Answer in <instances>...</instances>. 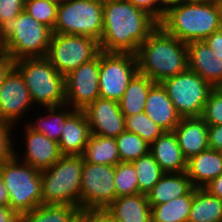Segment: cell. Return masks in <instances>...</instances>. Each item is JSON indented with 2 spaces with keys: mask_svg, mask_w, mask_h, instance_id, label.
Wrapping results in <instances>:
<instances>
[{
  "mask_svg": "<svg viewBox=\"0 0 222 222\" xmlns=\"http://www.w3.org/2000/svg\"><path fill=\"white\" fill-rule=\"evenodd\" d=\"M186 173L194 188H204L222 173V151L208 148L193 156Z\"/></svg>",
  "mask_w": 222,
  "mask_h": 222,
  "instance_id": "cell-22",
  "label": "cell"
},
{
  "mask_svg": "<svg viewBox=\"0 0 222 222\" xmlns=\"http://www.w3.org/2000/svg\"><path fill=\"white\" fill-rule=\"evenodd\" d=\"M79 212L72 205L41 204L30 212L20 215L19 222H71Z\"/></svg>",
  "mask_w": 222,
  "mask_h": 222,
  "instance_id": "cell-30",
  "label": "cell"
},
{
  "mask_svg": "<svg viewBox=\"0 0 222 222\" xmlns=\"http://www.w3.org/2000/svg\"><path fill=\"white\" fill-rule=\"evenodd\" d=\"M125 129L139 135L149 145L165 132L145 112L125 117Z\"/></svg>",
  "mask_w": 222,
  "mask_h": 222,
  "instance_id": "cell-33",
  "label": "cell"
},
{
  "mask_svg": "<svg viewBox=\"0 0 222 222\" xmlns=\"http://www.w3.org/2000/svg\"><path fill=\"white\" fill-rule=\"evenodd\" d=\"M90 164L117 165L120 161L115 138L91 134L82 154Z\"/></svg>",
  "mask_w": 222,
  "mask_h": 222,
  "instance_id": "cell-28",
  "label": "cell"
},
{
  "mask_svg": "<svg viewBox=\"0 0 222 222\" xmlns=\"http://www.w3.org/2000/svg\"><path fill=\"white\" fill-rule=\"evenodd\" d=\"M193 188L186 171L182 173H164L147 194L151 207L186 195Z\"/></svg>",
  "mask_w": 222,
  "mask_h": 222,
  "instance_id": "cell-24",
  "label": "cell"
},
{
  "mask_svg": "<svg viewBox=\"0 0 222 222\" xmlns=\"http://www.w3.org/2000/svg\"><path fill=\"white\" fill-rule=\"evenodd\" d=\"M20 215L9 206H0V222H19Z\"/></svg>",
  "mask_w": 222,
  "mask_h": 222,
  "instance_id": "cell-45",
  "label": "cell"
},
{
  "mask_svg": "<svg viewBox=\"0 0 222 222\" xmlns=\"http://www.w3.org/2000/svg\"><path fill=\"white\" fill-rule=\"evenodd\" d=\"M42 109L45 110L44 115L41 114L37 116L35 121L29 118V121H26L27 123L25 124L33 131L46 135L49 139L59 142L66 120L76 110L67 104L43 107Z\"/></svg>",
  "mask_w": 222,
  "mask_h": 222,
  "instance_id": "cell-25",
  "label": "cell"
},
{
  "mask_svg": "<svg viewBox=\"0 0 222 222\" xmlns=\"http://www.w3.org/2000/svg\"><path fill=\"white\" fill-rule=\"evenodd\" d=\"M53 34H73L100 41L103 4L99 0H65L58 6Z\"/></svg>",
  "mask_w": 222,
  "mask_h": 222,
  "instance_id": "cell-8",
  "label": "cell"
},
{
  "mask_svg": "<svg viewBox=\"0 0 222 222\" xmlns=\"http://www.w3.org/2000/svg\"><path fill=\"white\" fill-rule=\"evenodd\" d=\"M103 5L106 4V3H110V2H120V1H123V0H99Z\"/></svg>",
  "mask_w": 222,
  "mask_h": 222,
  "instance_id": "cell-48",
  "label": "cell"
},
{
  "mask_svg": "<svg viewBox=\"0 0 222 222\" xmlns=\"http://www.w3.org/2000/svg\"><path fill=\"white\" fill-rule=\"evenodd\" d=\"M91 135L83 110H76L65 122L59 144L62 155H82Z\"/></svg>",
  "mask_w": 222,
  "mask_h": 222,
  "instance_id": "cell-21",
  "label": "cell"
},
{
  "mask_svg": "<svg viewBox=\"0 0 222 222\" xmlns=\"http://www.w3.org/2000/svg\"><path fill=\"white\" fill-rule=\"evenodd\" d=\"M138 73L161 83L188 69L187 43L169 35L160 25L139 46Z\"/></svg>",
  "mask_w": 222,
  "mask_h": 222,
  "instance_id": "cell-2",
  "label": "cell"
},
{
  "mask_svg": "<svg viewBox=\"0 0 222 222\" xmlns=\"http://www.w3.org/2000/svg\"><path fill=\"white\" fill-rule=\"evenodd\" d=\"M115 165L90 164L83 160L80 209H106L115 199Z\"/></svg>",
  "mask_w": 222,
  "mask_h": 222,
  "instance_id": "cell-12",
  "label": "cell"
},
{
  "mask_svg": "<svg viewBox=\"0 0 222 222\" xmlns=\"http://www.w3.org/2000/svg\"><path fill=\"white\" fill-rule=\"evenodd\" d=\"M33 107L37 108L31 99L24 79L13 67L0 85V120L17 126L27 112V115H31L29 109Z\"/></svg>",
  "mask_w": 222,
  "mask_h": 222,
  "instance_id": "cell-14",
  "label": "cell"
},
{
  "mask_svg": "<svg viewBox=\"0 0 222 222\" xmlns=\"http://www.w3.org/2000/svg\"><path fill=\"white\" fill-rule=\"evenodd\" d=\"M101 52L99 41L73 34H52L46 58L55 69L66 76Z\"/></svg>",
  "mask_w": 222,
  "mask_h": 222,
  "instance_id": "cell-10",
  "label": "cell"
},
{
  "mask_svg": "<svg viewBox=\"0 0 222 222\" xmlns=\"http://www.w3.org/2000/svg\"><path fill=\"white\" fill-rule=\"evenodd\" d=\"M49 1H51V2H53V3H56V4H61L62 2H64L65 0H49Z\"/></svg>",
  "mask_w": 222,
  "mask_h": 222,
  "instance_id": "cell-52",
  "label": "cell"
},
{
  "mask_svg": "<svg viewBox=\"0 0 222 222\" xmlns=\"http://www.w3.org/2000/svg\"><path fill=\"white\" fill-rule=\"evenodd\" d=\"M9 192V207L21 215L42 204L41 171L14 157L0 165Z\"/></svg>",
  "mask_w": 222,
  "mask_h": 222,
  "instance_id": "cell-7",
  "label": "cell"
},
{
  "mask_svg": "<svg viewBox=\"0 0 222 222\" xmlns=\"http://www.w3.org/2000/svg\"><path fill=\"white\" fill-rule=\"evenodd\" d=\"M121 162H133L149 152L150 145L139 135L123 131L115 138Z\"/></svg>",
  "mask_w": 222,
  "mask_h": 222,
  "instance_id": "cell-32",
  "label": "cell"
},
{
  "mask_svg": "<svg viewBox=\"0 0 222 222\" xmlns=\"http://www.w3.org/2000/svg\"><path fill=\"white\" fill-rule=\"evenodd\" d=\"M58 6V4L49 0H25L24 10L36 21L46 25L53 31Z\"/></svg>",
  "mask_w": 222,
  "mask_h": 222,
  "instance_id": "cell-35",
  "label": "cell"
},
{
  "mask_svg": "<svg viewBox=\"0 0 222 222\" xmlns=\"http://www.w3.org/2000/svg\"><path fill=\"white\" fill-rule=\"evenodd\" d=\"M138 73L136 54L100 52L99 94L120 101L129 82Z\"/></svg>",
  "mask_w": 222,
  "mask_h": 222,
  "instance_id": "cell-11",
  "label": "cell"
},
{
  "mask_svg": "<svg viewBox=\"0 0 222 222\" xmlns=\"http://www.w3.org/2000/svg\"><path fill=\"white\" fill-rule=\"evenodd\" d=\"M134 6L145 10L160 22V0H129Z\"/></svg>",
  "mask_w": 222,
  "mask_h": 222,
  "instance_id": "cell-40",
  "label": "cell"
},
{
  "mask_svg": "<svg viewBox=\"0 0 222 222\" xmlns=\"http://www.w3.org/2000/svg\"><path fill=\"white\" fill-rule=\"evenodd\" d=\"M209 148L222 151V125L208 126Z\"/></svg>",
  "mask_w": 222,
  "mask_h": 222,
  "instance_id": "cell-41",
  "label": "cell"
},
{
  "mask_svg": "<svg viewBox=\"0 0 222 222\" xmlns=\"http://www.w3.org/2000/svg\"><path fill=\"white\" fill-rule=\"evenodd\" d=\"M114 185L116 198L139 193L137 174L130 162H119L115 165Z\"/></svg>",
  "mask_w": 222,
  "mask_h": 222,
  "instance_id": "cell-34",
  "label": "cell"
},
{
  "mask_svg": "<svg viewBox=\"0 0 222 222\" xmlns=\"http://www.w3.org/2000/svg\"><path fill=\"white\" fill-rule=\"evenodd\" d=\"M208 123L201 117H182L174 129L187 160L209 148Z\"/></svg>",
  "mask_w": 222,
  "mask_h": 222,
  "instance_id": "cell-18",
  "label": "cell"
},
{
  "mask_svg": "<svg viewBox=\"0 0 222 222\" xmlns=\"http://www.w3.org/2000/svg\"><path fill=\"white\" fill-rule=\"evenodd\" d=\"M183 0H160V21L165 15V12L172 6L179 5Z\"/></svg>",
  "mask_w": 222,
  "mask_h": 222,
  "instance_id": "cell-46",
  "label": "cell"
},
{
  "mask_svg": "<svg viewBox=\"0 0 222 222\" xmlns=\"http://www.w3.org/2000/svg\"><path fill=\"white\" fill-rule=\"evenodd\" d=\"M82 155H62L41 171L42 204L72 205L80 209Z\"/></svg>",
  "mask_w": 222,
  "mask_h": 222,
  "instance_id": "cell-5",
  "label": "cell"
},
{
  "mask_svg": "<svg viewBox=\"0 0 222 222\" xmlns=\"http://www.w3.org/2000/svg\"><path fill=\"white\" fill-rule=\"evenodd\" d=\"M100 54L83 63L65 76V104L75 110H84L100 97Z\"/></svg>",
  "mask_w": 222,
  "mask_h": 222,
  "instance_id": "cell-13",
  "label": "cell"
},
{
  "mask_svg": "<svg viewBox=\"0 0 222 222\" xmlns=\"http://www.w3.org/2000/svg\"><path fill=\"white\" fill-rule=\"evenodd\" d=\"M52 30L23 10L16 18L0 24V50L14 61L46 57Z\"/></svg>",
  "mask_w": 222,
  "mask_h": 222,
  "instance_id": "cell-4",
  "label": "cell"
},
{
  "mask_svg": "<svg viewBox=\"0 0 222 222\" xmlns=\"http://www.w3.org/2000/svg\"><path fill=\"white\" fill-rule=\"evenodd\" d=\"M106 211L115 222H152L151 206L145 194L117 197Z\"/></svg>",
  "mask_w": 222,
  "mask_h": 222,
  "instance_id": "cell-23",
  "label": "cell"
},
{
  "mask_svg": "<svg viewBox=\"0 0 222 222\" xmlns=\"http://www.w3.org/2000/svg\"><path fill=\"white\" fill-rule=\"evenodd\" d=\"M164 173H182L187 170V159L178 144L174 131H165L149 148Z\"/></svg>",
  "mask_w": 222,
  "mask_h": 222,
  "instance_id": "cell-20",
  "label": "cell"
},
{
  "mask_svg": "<svg viewBox=\"0 0 222 222\" xmlns=\"http://www.w3.org/2000/svg\"><path fill=\"white\" fill-rule=\"evenodd\" d=\"M154 84L153 80L139 73L132 78L119 101L124 117L144 112L146 99Z\"/></svg>",
  "mask_w": 222,
  "mask_h": 222,
  "instance_id": "cell-26",
  "label": "cell"
},
{
  "mask_svg": "<svg viewBox=\"0 0 222 222\" xmlns=\"http://www.w3.org/2000/svg\"><path fill=\"white\" fill-rule=\"evenodd\" d=\"M159 26L148 12L129 0L103 5V32L100 49L103 52L133 53Z\"/></svg>",
  "mask_w": 222,
  "mask_h": 222,
  "instance_id": "cell-1",
  "label": "cell"
},
{
  "mask_svg": "<svg viewBox=\"0 0 222 222\" xmlns=\"http://www.w3.org/2000/svg\"><path fill=\"white\" fill-rule=\"evenodd\" d=\"M208 125H222V90L214 88L200 116Z\"/></svg>",
  "mask_w": 222,
  "mask_h": 222,
  "instance_id": "cell-36",
  "label": "cell"
},
{
  "mask_svg": "<svg viewBox=\"0 0 222 222\" xmlns=\"http://www.w3.org/2000/svg\"><path fill=\"white\" fill-rule=\"evenodd\" d=\"M159 25L184 43L202 41L222 28L221 6L212 1L182 2L165 12Z\"/></svg>",
  "mask_w": 222,
  "mask_h": 222,
  "instance_id": "cell-3",
  "label": "cell"
},
{
  "mask_svg": "<svg viewBox=\"0 0 222 222\" xmlns=\"http://www.w3.org/2000/svg\"><path fill=\"white\" fill-rule=\"evenodd\" d=\"M188 222H222V200L205 188H194Z\"/></svg>",
  "mask_w": 222,
  "mask_h": 222,
  "instance_id": "cell-27",
  "label": "cell"
},
{
  "mask_svg": "<svg viewBox=\"0 0 222 222\" xmlns=\"http://www.w3.org/2000/svg\"><path fill=\"white\" fill-rule=\"evenodd\" d=\"M71 222H83V220L77 215Z\"/></svg>",
  "mask_w": 222,
  "mask_h": 222,
  "instance_id": "cell-49",
  "label": "cell"
},
{
  "mask_svg": "<svg viewBox=\"0 0 222 222\" xmlns=\"http://www.w3.org/2000/svg\"><path fill=\"white\" fill-rule=\"evenodd\" d=\"M144 112L165 131H174L181 120L174 104L168 97L166 89L161 83H155L146 99Z\"/></svg>",
  "mask_w": 222,
  "mask_h": 222,
  "instance_id": "cell-19",
  "label": "cell"
},
{
  "mask_svg": "<svg viewBox=\"0 0 222 222\" xmlns=\"http://www.w3.org/2000/svg\"><path fill=\"white\" fill-rule=\"evenodd\" d=\"M188 68L197 73L214 88L222 85V59L202 41L187 43Z\"/></svg>",
  "mask_w": 222,
  "mask_h": 222,
  "instance_id": "cell-17",
  "label": "cell"
},
{
  "mask_svg": "<svg viewBox=\"0 0 222 222\" xmlns=\"http://www.w3.org/2000/svg\"><path fill=\"white\" fill-rule=\"evenodd\" d=\"M14 67L22 75L37 108L65 104V76L46 57L18 59Z\"/></svg>",
  "mask_w": 222,
  "mask_h": 222,
  "instance_id": "cell-6",
  "label": "cell"
},
{
  "mask_svg": "<svg viewBox=\"0 0 222 222\" xmlns=\"http://www.w3.org/2000/svg\"><path fill=\"white\" fill-rule=\"evenodd\" d=\"M22 129H24V143H22V145L25 144L23 145L24 153L22 152L23 149H20L22 154L15 149V152L19 153H15L17 159L39 171L48 169L59 160L62 154L57 141L33 131L26 124L23 125Z\"/></svg>",
  "mask_w": 222,
  "mask_h": 222,
  "instance_id": "cell-16",
  "label": "cell"
},
{
  "mask_svg": "<svg viewBox=\"0 0 222 222\" xmlns=\"http://www.w3.org/2000/svg\"><path fill=\"white\" fill-rule=\"evenodd\" d=\"M0 206H9V192L0 175Z\"/></svg>",
  "mask_w": 222,
  "mask_h": 222,
  "instance_id": "cell-47",
  "label": "cell"
},
{
  "mask_svg": "<svg viewBox=\"0 0 222 222\" xmlns=\"http://www.w3.org/2000/svg\"><path fill=\"white\" fill-rule=\"evenodd\" d=\"M25 8V0H0V24L16 18Z\"/></svg>",
  "mask_w": 222,
  "mask_h": 222,
  "instance_id": "cell-38",
  "label": "cell"
},
{
  "mask_svg": "<svg viewBox=\"0 0 222 222\" xmlns=\"http://www.w3.org/2000/svg\"><path fill=\"white\" fill-rule=\"evenodd\" d=\"M204 41L213 50L215 55L222 59V28L214 31Z\"/></svg>",
  "mask_w": 222,
  "mask_h": 222,
  "instance_id": "cell-42",
  "label": "cell"
},
{
  "mask_svg": "<svg viewBox=\"0 0 222 222\" xmlns=\"http://www.w3.org/2000/svg\"><path fill=\"white\" fill-rule=\"evenodd\" d=\"M131 163L137 174L139 193L147 195L164 172L150 152Z\"/></svg>",
  "mask_w": 222,
  "mask_h": 222,
  "instance_id": "cell-31",
  "label": "cell"
},
{
  "mask_svg": "<svg viewBox=\"0 0 222 222\" xmlns=\"http://www.w3.org/2000/svg\"><path fill=\"white\" fill-rule=\"evenodd\" d=\"M14 127H18L17 129L20 128L19 126L0 120V165L15 157V142L18 140L13 136V133H15L13 130H17Z\"/></svg>",
  "mask_w": 222,
  "mask_h": 222,
  "instance_id": "cell-37",
  "label": "cell"
},
{
  "mask_svg": "<svg viewBox=\"0 0 222 222\" xmlns=\"http://www.w3.org/2000/svg\"><path fill=\"white\" fill-rule=\"evenodd\" d=\"M83 111L91 134L116 138L126 130L125 117L118 101L99 97Z\"/></svg>",
  "mask_w": 222,
  "mask_h": 222,
  "instance_id": "cell-15",
  "label": "cell"
},
{
  "mask_svg": "<svg viewBox=\"0 0 222 222\" xmlns=\"http://www.w3.org/2000/svg\"><path fill=\"white\" fill-rule=\"evenodd\" d=\"M209 1H212L213 3L217 5H222V0H209Z\"/></svg>",
  "mask_w": 222,
  "mask_h": 222,
  "instance_id": "cell-51",
  "label": "cell"
},
{
  "mask_svg": "<svg viewBox=\"0 0 222 222\" xmlns=\"http://www.w3.org/2000/svg\"><path fill=\"white\" fill-rule=\"evenodd\" d=\"M203 1H209V0H183V2H203Z\"/></svg>",
  "mask_w": 222,
  "mask_h": 222,
  "instance_id": "cell-50",
  "label": "cell"
},
{
  "mask_svg": "<svg viewBox=\"0 0 222 222\" xmlns=\"http://www.w3.org/2000/svg\"><path fill=\"white\" fill-rule=\"evenodd\" d=\"M78 216L83 222H115L106 209H79Z\"/></svg>",
  "mask_w": 222,
  "mask_h": 222,
  "instance_id": "cell-39",
  "label": "cell"
},
{
  "mask_svg": "<svg viewBox=\"0 0 222 222\" xmlns=\"http://www.w3.org/2000/svg\"><path fill=\"white\" fill-rule=\"evenodd\" d=\"M177 113L182 117H200L214 87L189 68L161 82Z\"/></svg>",
  "mask_w": 222,
  "mask_h": 222,
  "instance_id": "cell-9",
  "label": "cell"
},
{
  "mask_svg": "<svg viewBox=\"0 0 222 222\" xmlns=\"http://www.w3.org/2000/svg\"><path fill=\"white\" fill-rule=\"evenodd\" d=\"M194 187L184 196L151 207L152 222H188Z\"/></svg>",
  "mask_w": 222,
  "mask_h": 222,
  "instance_id": "cell-29",
  "label": "cell"
},
{
  "mask_svg": "<svg viewBox=\"0 0 222 222\" xmlns=\"http://www.w3.org/2000/svg\"><path fill=\"white\" fill-rule=\"evenodd\" d=\"M211 195L222 200V173L204 187Z\"/></svg>",
  "mask_w": 222,
  "mask_h": 222,
  "instance_id": "cell-44",
  "label": "cell"
},
{
  "mask_svg": "<svg viewBox=\"0 0 222 222\" xmlns=\"http://www.w3.org/2000/svg\"><path fill=\"white\" fill-rule=\"evenodd\" d=\"M15 61L4 51L0 50V85L14 67Z\"/></svg>",
  "mask_w": 222,
  "mask_h": 222,
  "instance_id": "cell-43",
  "label": "cell"
}]
</instances>
